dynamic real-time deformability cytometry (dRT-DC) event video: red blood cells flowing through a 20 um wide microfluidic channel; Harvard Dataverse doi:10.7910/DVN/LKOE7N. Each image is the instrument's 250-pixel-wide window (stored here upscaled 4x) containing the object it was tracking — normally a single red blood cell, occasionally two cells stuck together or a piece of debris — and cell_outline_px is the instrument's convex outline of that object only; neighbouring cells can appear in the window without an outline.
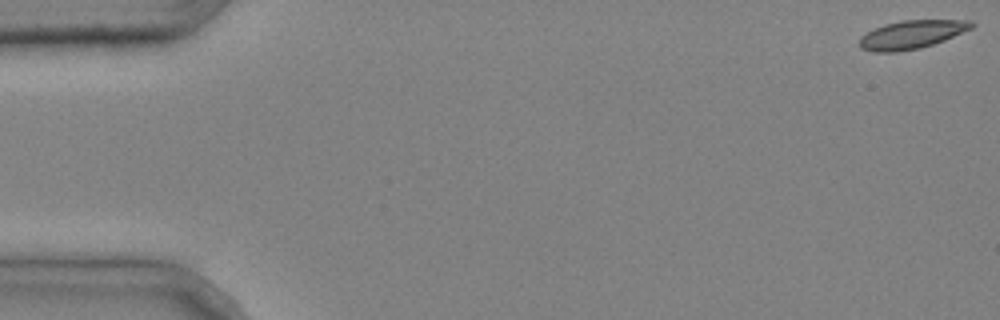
{"species": "common noctule bat (a hibernating species)", "species_latin": "Nyctalus noctula", "temperature_condition": "cold", "stored_images_in_passage": 6, "camera_frame_rate_fps": 3000, "um_per_image_px": 0.085, "animal": {"sex": "male", "body_mass_g": 20.4}, "frame": {"image": 1, "passage_image": 1, "time_ms": 0.0, "image_size_px": [1000, 320], "cell_outline_px": [[976, 24], [972, 28], [944, 40], [920, 48], [896, 52], [872, 52], [860, 48], [860, 36], [884, 24], [904, 20], [972, 20]], "centroid_in_image_um": [77.5, 2.93], "position_along_channel_um": 7.5, "area_um2": 18.44}}
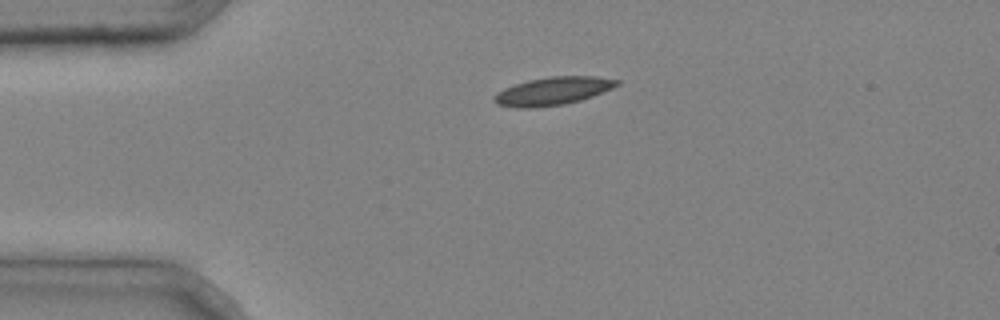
{"frame": {"image": 2, "passage_image": 3, "time_ms": 0.667, "image_size_px": [1000, 320], "cell_outline_px": [[620, 84], [612, 88], [592, 96], [580, 100], [564, 104], [532, 108], [516, 108], [496, 104], [492, 100], [492, 96], [496, 92], [504, 88], [528, 80], [548, 76], [596, 76], [620, 80]], "centroid_in_image_um": [46.95, 7.74], "position_along_channel_um": 38.0, "area_um2": 20.17}}